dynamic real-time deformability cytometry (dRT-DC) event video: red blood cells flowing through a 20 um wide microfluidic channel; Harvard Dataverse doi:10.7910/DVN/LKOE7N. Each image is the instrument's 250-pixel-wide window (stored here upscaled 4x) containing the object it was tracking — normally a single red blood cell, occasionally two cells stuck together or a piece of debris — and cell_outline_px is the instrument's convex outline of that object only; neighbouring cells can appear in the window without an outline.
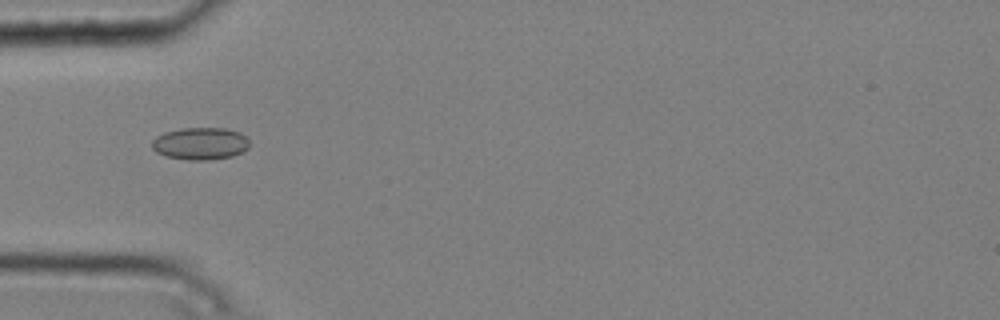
{"species": "common noctule bat (a hibernating species)", "species_latin": "Nyctalus noctula", "temperature_condition": "cold", "stored_images_in_passage": 6, "camera_frame_rate_fps": 3000, "um_per_image_px": 0.085, "animal": {"sex": "male", "body_mass_g": 20.4}, "frame": {"image": 1, "passage_image": 4, "time_ms": 1.0, "image_size_px": [1000, 320], "cell_outline_px": [[248, 148], [232, 156], [208, 160], [188, 160], [164, 156], [156, 152], [152, 148], [152, 140], [156, 136], [164, 132], [180, 128], [224, 128], [240, 132], [248, 140]], "centroid_in_image_um": [16.98, 12.2], "position_along_channel_um": 68.0, "area_um2": 18.38}}
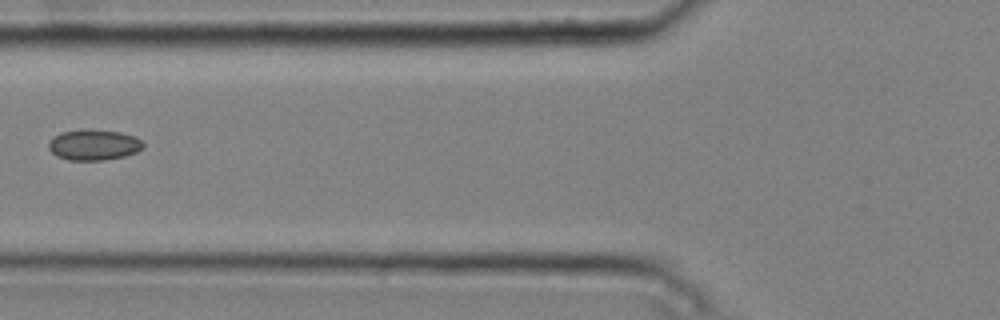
{"frame": {"image": 2, "passage_image": 5, "time_ms": 1.333, "image_size_px": [1000, 320], "cell_outline_px": [[144, 148], [136, 152], [124, 156], [104, 160], [68, 160], [56, 156], [48, 148], [48, 140], [52, 136], [60, 132], [84, 128], [92, 128], [120, 132], [136, 136], [144, 144]], "centroid_in_image_um": [7.94, 12.28], "position_along_channel_um": 117.9, "area_um2": 17.4}}
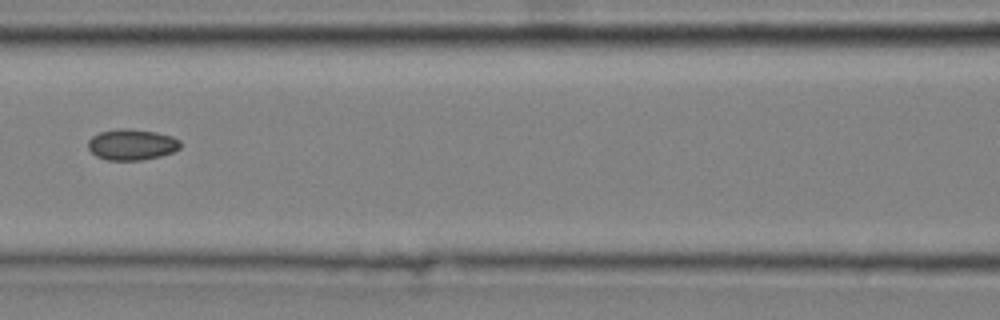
{"frame": {"image": 3, "passage_image": 6, "time_ms": 1.667, "image_size_px": [1000, 320], "cell_outline_px": [[180, 148], [172, 152], [160, 156], [140, 160], [108, 160], [96, 156], [88, 148], [88, 140], [92, 136], [100, 132], [120, 128], [124, 128], [156, 132], [172, 136], [180, 140]], "centroid_in_image_um": [11.19, 12.28], "position_along_channel_um": 155.4, "area_um2": 16.59}}